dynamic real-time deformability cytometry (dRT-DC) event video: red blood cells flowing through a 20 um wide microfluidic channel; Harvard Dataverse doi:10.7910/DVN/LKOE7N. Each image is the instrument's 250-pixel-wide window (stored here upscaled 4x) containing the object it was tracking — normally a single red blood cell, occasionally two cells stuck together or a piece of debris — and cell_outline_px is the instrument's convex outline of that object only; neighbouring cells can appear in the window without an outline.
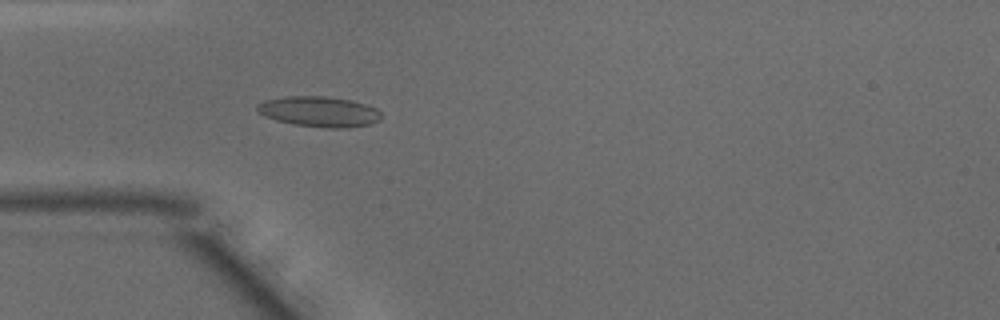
{"species": "common noctule bat (a hibernating species)", "species_latin": "Nyctalus noctula", "temperature_condition": "warm", "stored_images_in_passage": 40, "camera_frame_rate_fps": 3000, "um_per_image_px": 0.085, "animal": {"sex": "male", "body_mass_g": 15.6}, "frame": {"image": 1, "passage_image": 6, "time_ms": 1.667, "image_size_px": [1000, 320], "cell_outline_px": [[380, 120], [372, 124], [348, 128], [324, 128], [292, 124], [276, 120], [264, 116], [256, 108], [256, 104], [264, 100], [284, 96], [324, 96], [352, 100], [376, 108], [380, 112]], "centroid_in_image_um": [27.12, 9.49], "position_along_channel_um": 57.9, "area_um2": 22.2}}
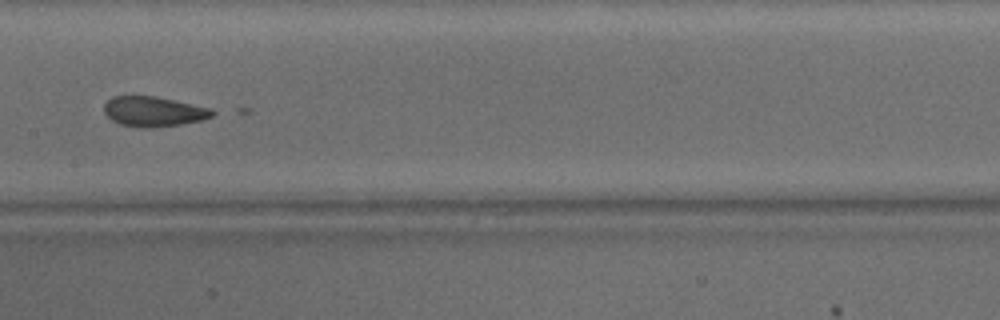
{"frame": {"image": 2, "passage_image": 16, "time_ms": 5.0, "image_size_px": [1000, 320], "cell_outline_px": [[220, 112], [204, 120], [180, 124], [148, 128], [140, 128], [120, 124], [112, 120], [104, 112], [104, 104], [112, 96], [156, 96], [212, 108]], "centroid_in_image_um": [13.11, 9.48], "position_along_channel_um": 194.3, "area_um2": 19.13}}
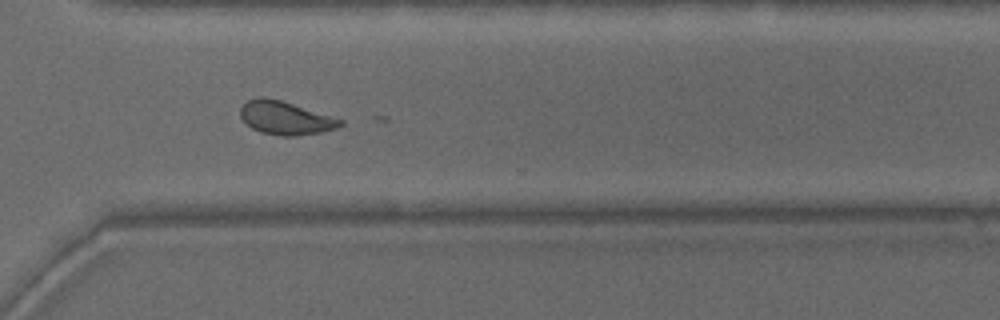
{"frame": {"image": 3, "passage_image": 27, "time_ms": 8.667, "image_size_px": [1000, 320], "cell_outline_px": [[344, 124], [336, 128], [320, 132], [296, 136], [284, 136], [260, 132], [252, 128], [240, 116], [240, 108], [248, 100], [260, 96], [264, 96], [280, 100], [344, 120]], "centroid_in_image_um": [24.25, 10.02], "position_along_channel_um": 346.3, "area_um2": 19.19}}